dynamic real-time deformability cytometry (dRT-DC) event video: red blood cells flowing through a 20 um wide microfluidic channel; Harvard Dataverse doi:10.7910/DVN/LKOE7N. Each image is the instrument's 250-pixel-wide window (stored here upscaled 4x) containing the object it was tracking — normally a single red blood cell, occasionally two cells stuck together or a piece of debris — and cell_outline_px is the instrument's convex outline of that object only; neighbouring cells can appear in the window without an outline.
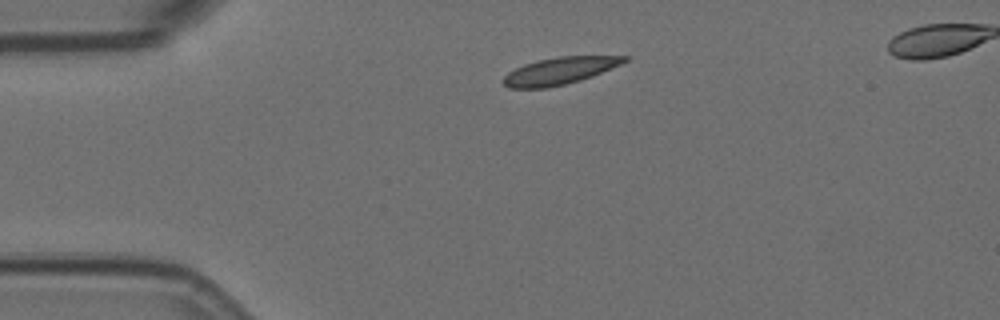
{"species": "Egyptian fruit bat (a non-hibernating species)", "species_latin": "Rousettus aegyptiacus", "temperature_condition": "room temperature", "stored_images_in_passage": 3, "segment_of_instrument_passage": [1, 2], "camera_frame_rate_fps": 3000, "um_per_image_px": 0.085, "animal": {"sex": "female"}, "frame": {"image": 1, "passage_image": 1, "time_ms": 0.0, "image_size_px": [1000, 320], "cell_outline_px": [[632, 56], [628, 60], [620, 64], [592, 76], [580, 80], [548, 88], [508, 88], [500, 80], [508, 72], [524, 64], [556, 56]], "centroid_in_image_um": [47.53, 6.02], "position_along_channel_um": 37.5, "area_um2": 19.02}}